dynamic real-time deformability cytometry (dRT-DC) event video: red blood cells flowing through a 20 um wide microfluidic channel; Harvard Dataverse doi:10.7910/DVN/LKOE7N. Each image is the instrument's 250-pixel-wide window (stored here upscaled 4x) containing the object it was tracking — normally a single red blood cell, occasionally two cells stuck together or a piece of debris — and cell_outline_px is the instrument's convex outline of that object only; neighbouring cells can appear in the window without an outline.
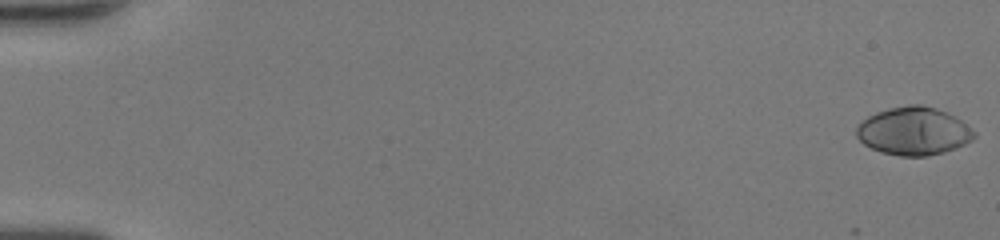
{"species": "human", "species_latin": "Homo sapiens", "temperature_condition": "room temperature", "stored_images_in_passage": 50, "camera_frame_rate_fps": 3000, "um_per_image_px": 0.085, "donor": {"sex": "female"}, "frame": {"image": 1, "passage_image": 1, "time_ms": 0.0, "image_size_px": [1000, 240], "cell_outline_px": [[976, 136], [972, 140], [956, 148], [944, 152], [928, 156], [900, 156], [880, 152], [864, 144], [856, 136], [856, 128], [868, 116], [876, 112], [888, 108], [908, 104], [920, 104], [936, 108], [948, 112], [956, 116], [976, 132]], "centroid_in_image_um": [77.68, 11.14], "position_along_channel_um": 7.3, "area_um2": 33.12}}
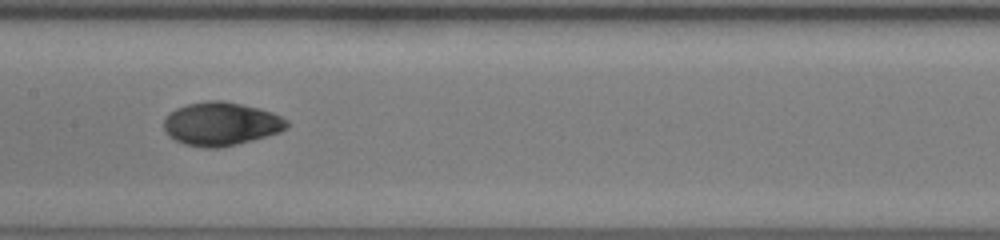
{"frame": {"image": 2, "passage_image": 27, "time_ms": 8.667, "image_size_px": [1000, 240], "cell_outline_px": [[288, 128], [280, 132], [252, 140], [220, 148], [204, 148], [184, 144], [168, 136], [164, 128], [164, 120], [168, 112], [176, 108], [188, 104], [208, 100], [224, 100], [260, 108], [272, 112], [288, 120]], "centroid_in_image_um": [18.78, 10.52], "position_along_channel_um": 188.6, "area_um2": 31.33}}
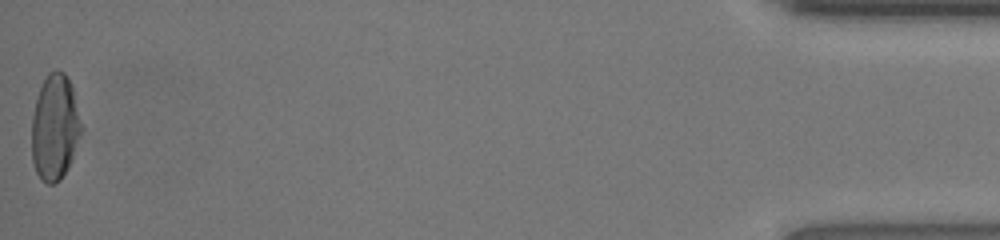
{"frame": {"image": 3, "passage_image": 50, "time_ms": 16.333, "image_size_px": [1000, 240], "cell_outline_px": [[84, 128], [72, 160], [68, 168], [60, 180], [52, 184], [48, 184], [40, 180], [36, 172], [32, 160], [32, 116], [36, 100], [40, 88], [48, 72], [56, 68], [64, 72], [68, 76], [72, 88]], "centroid_in_image_um": [4.69, 10.83], "position_along_channel_um": 430.5, "area_um2": 31.1}, "authors_computed_cell_mechanics": {"area_um2": 30.6918, "velocity_mm_per_s": 4.3409, "shape_relaxation_time_tau1_ms": 3.791, "shape_relaxation_time_tau2_ms": 1.3223, "deformation_change_tau1": 0.196, "deformation_change_tau2": 0.039}}